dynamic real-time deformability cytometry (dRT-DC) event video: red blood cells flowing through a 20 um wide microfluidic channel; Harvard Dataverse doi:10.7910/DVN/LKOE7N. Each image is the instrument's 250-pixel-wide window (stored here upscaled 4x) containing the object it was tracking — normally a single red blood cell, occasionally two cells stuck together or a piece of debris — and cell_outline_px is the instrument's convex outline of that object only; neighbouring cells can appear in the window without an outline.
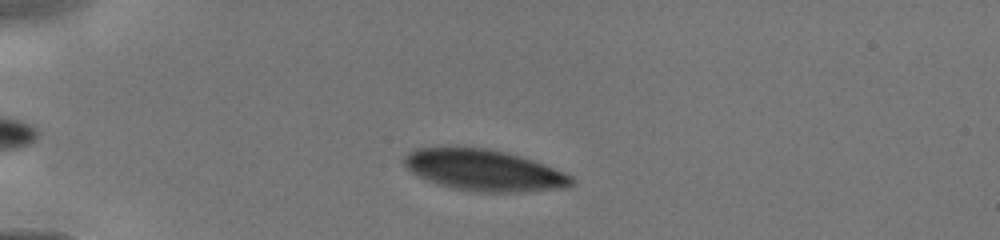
{"species": "human", "species_latin": "Homo sapiens", "temperature_condition": "cold", "stored_images_in_passage": 27, "camera_frame_rate_fps": 3000, "um_per_image_px": 0.085, "donor": {"sex": "male"}, "frame": {"image": 1, "passage_image": 6, "time_ms": 2.0, "image_size_px": [1000, 240], "cell_outline_px": [[576, 184], [568, 188], [520, 192], [480, 192], [456, 188], [440, 184], [416, 176], [404, 164], [404, 156], [408, 152], [416, 148], [440, 144], [488, 148], [520, 156], [544, 164], [564, 172], [572, 176], [576, 180]], "centroid_in_image_um": [41.13, 14.43], "position_along_channel_um": 43.9, "area_um2": 41.1}}
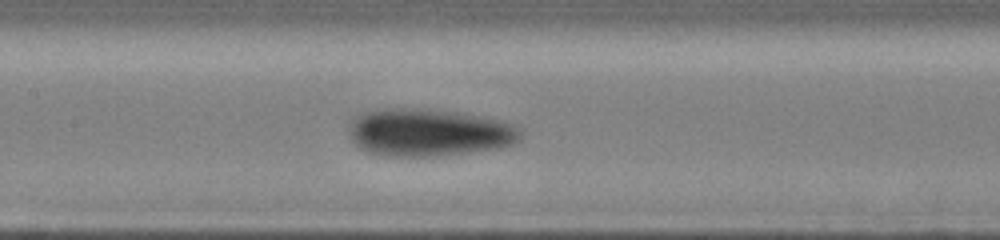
{"frame": {"image": 2, "passage_image": 17, "time_ms": 5.667, "image_size_px": [1000, 240], "cell_outline_px": [[520, 140], [512, 144], [500, 148], [440, 156], [384, 156], [368, 152], [360, 148], [348, 136], [348, 120], [364, 112], [384, 108], [424, 108], [456, 112], [480, 116], [500, 120], [516, 124], [520, 128]], "centroid_in_image_um": [36.42, 11.25], "position_along_channel_um": 171.0, "area_um2": 48.15}}
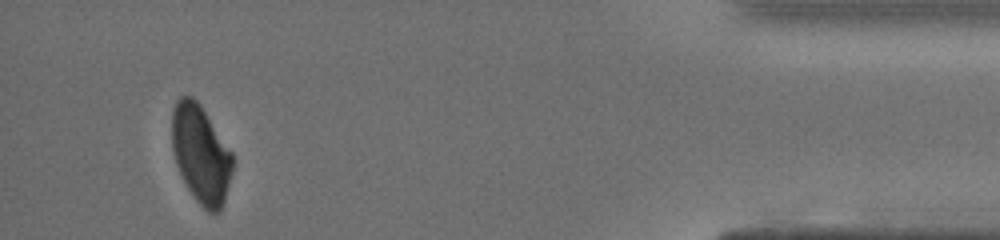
{"frame": {"image": 3, "passage_image": 27, "time_ms": 12.333, "image_size_px": [1000, 240], "cell_outline_px": [[232, 172], [224, 200], [220, 212], [208, 212], [196, 200], [188, 188], [176, 164], [172, 148], [172, 112], [176, 100], [180, 96], [192, 96], [200, 104], [232, 152]], "centroid_in_image_um": [17.06, 13.08], "position_along_channel_um": 418.1, "area_um2": 34.33}}